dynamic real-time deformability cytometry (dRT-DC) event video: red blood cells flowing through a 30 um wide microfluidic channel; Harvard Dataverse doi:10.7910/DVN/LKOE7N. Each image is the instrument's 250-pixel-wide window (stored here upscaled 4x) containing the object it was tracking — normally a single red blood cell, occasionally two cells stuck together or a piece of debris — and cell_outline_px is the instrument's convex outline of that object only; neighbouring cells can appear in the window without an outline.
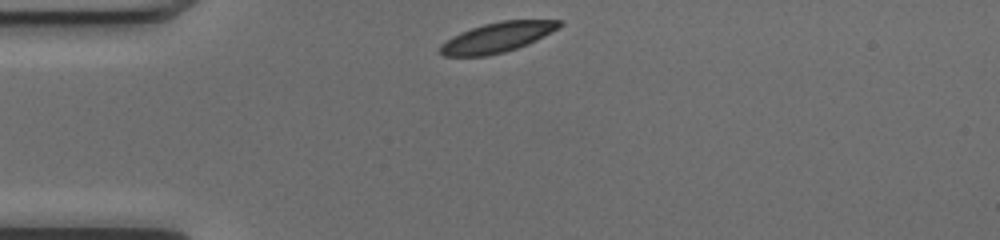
{"species": "common noctule bat (a hibernating species)", "species_latin": "Nyctalus noctula", "temperature_condition": "cold", "stored_images_in_passage": 40, "camera_frame_rate_fps": 3000, "um_per_image_px": 0.085, "animal": {"sex": "female", "body_mass_g": 17.0, "forearm_length_mm": 48.0}, "frame": {"image": 1, "passage_image": 1, "time_ms": 0.0, "image_size_px": [1000, 240], "cell_outline_px": [[564, 24], [536, 40], [528, 44], [504, 52], [488, 56], [444, 56], [440, 52], [440, 44], [452, 36], [460, 32], [484, 24], [500, 20], [564, 20]], "centroid_in_image_um": [42.26, 3.17], "position_along_channel_um": 42.7, "area_um2": 20.75}}
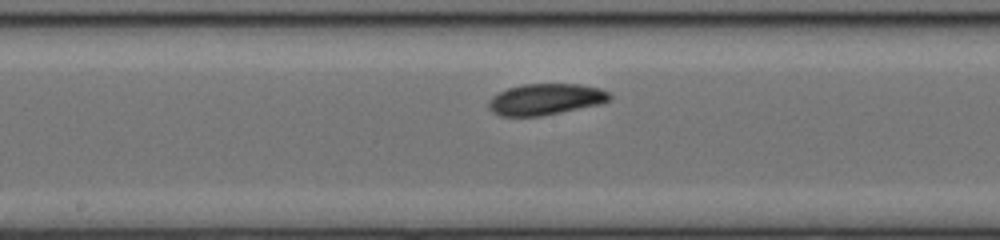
{"frame": {"image": 2, "passage_image": 15, "time_ms": 4.667, "image_size_px": [1000, 240], "cell_outline_px": [[612, 96], [608, 100], [600, 104], [540, 116], [500, 116], [492, 112], [488, 108], [488, 100], [492, 96], [508, 88], [520, 84], [580, 84], [600, 88], [608, 92]], "centroid_in_image_um": [46.34, 8.43], "position_along_channel_um": 201.9, "area_um2": 22.02}}
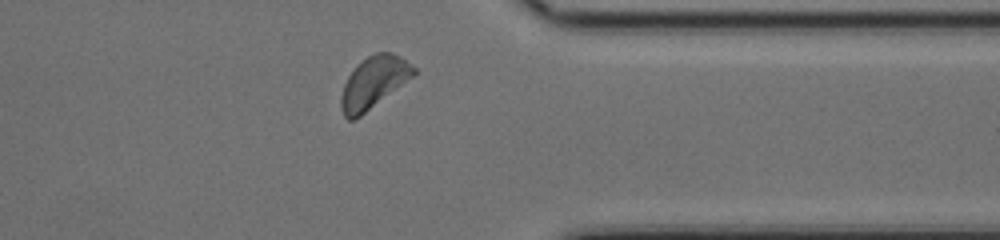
{"frame": {"image": 3, "passage_image": 29, "time_ms": 9.333, "image_size_px": [1000, 240], "cell_outline_px": [[416, 72], [412, 76], [360, 116], [352, 120], [348, 120], [344, 116], [340, 108], [340, 96], [344, 84], [348, 76], [356, 64], [368, 56], [376, 52], [392, 52], [400, 56], [416, 68]], "centroid_in_image_um": [31.71, 6.99], "position_along_channel_um": 379.7, "area_um2": 21.56}, "authors_computed_cell_mechanics": {"area_um2": 21.4149, "velocity_mm_per_s": 3.9778, "shape_relaxation_time_tau1_ms": 6.0854, "shape_relaxation_time_tau2_ms": null, "deformation_change_tau1": 0.1431, "deformation_change_tau2": null}}